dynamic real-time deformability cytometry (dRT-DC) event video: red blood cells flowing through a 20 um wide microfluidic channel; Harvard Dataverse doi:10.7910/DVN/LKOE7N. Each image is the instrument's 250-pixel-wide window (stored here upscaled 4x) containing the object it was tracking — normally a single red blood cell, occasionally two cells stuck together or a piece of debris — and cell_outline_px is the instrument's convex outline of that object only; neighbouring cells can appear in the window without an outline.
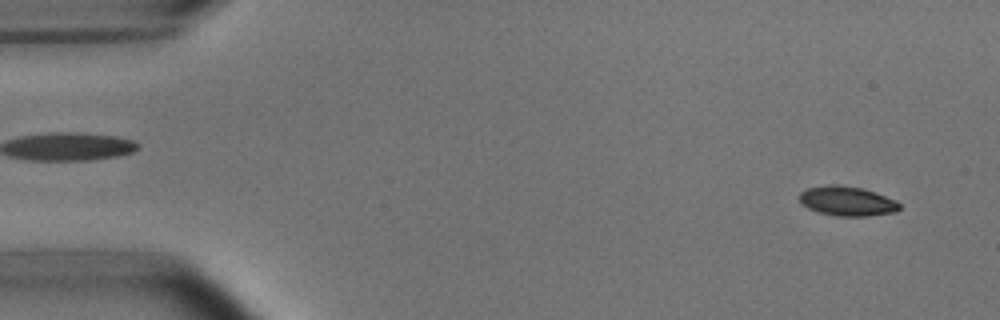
{"species": "common noctule bat (a hibernating species)", "species_latin": "Nyctalus noctula", "temperature_condition": "room temperature", "stored_images_in_passage": 51, "camera_frame_rate_fps": 3000, "um_per_image_px": 0.085, "animal": {"sex": "male", "body_mass_g": 15.6}, "frame": {"image": 1, "passage_image": 3, "time_ms": 0.667, "image_size_px": [1000, 320], "cell_outline_px": [[900, 208], [896, 212], [868, 216], [836, 216], [820, 212], [808, 208], [800, 204], [800, 192], [808, 188], [828, 184], [836, 184], [864, 188], [896, 200], [900, 204]], "centroid_in_image_um": [72.01, 17.09], "position_along_channel_um": 13.0, "area_um2": 17.34}}
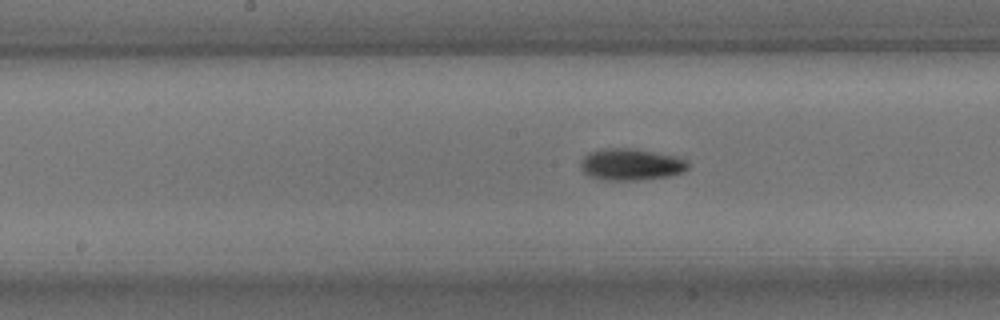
{"frame": {"image": 2, "passage_image": 26, "time_ms": 8.333, "image_size_px": [1000, 320], "cell_outline_px": [[688, 168], [684, 172], [672, 176], [640, 180], [604, 180], [588, 176], [580, 168], [580, 164], [584, 156], [588, 152], [604, 148], [632, 148], [676, 156], [688, 160]], "centroid_in_image_um": [53.64, 13.98], "position_along_channel_um": 194.6, "area_um2": 20.11}}
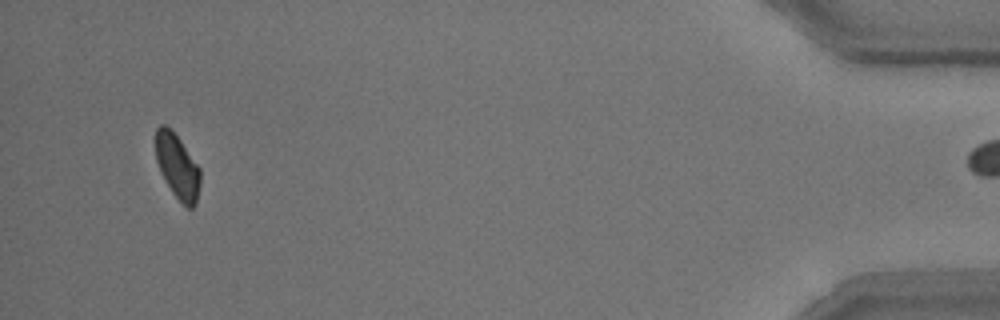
{"frame": {"image": 3, "passage_image": 50, "time_ms": 16.333, "image_size_px": [1000, 320], "cell_outline_px": [[200, 184], [196, 204], [192, 208], [188, 208], [172, 192], [160, 172], [156, 160], [156, 128], [160, 124], [164, 124], [180, 140], [200, 168]], "centroid_in_image_um": [15.08, 14.16], "position_along_channel_um": 420.1, "area_um2": 16.53}}